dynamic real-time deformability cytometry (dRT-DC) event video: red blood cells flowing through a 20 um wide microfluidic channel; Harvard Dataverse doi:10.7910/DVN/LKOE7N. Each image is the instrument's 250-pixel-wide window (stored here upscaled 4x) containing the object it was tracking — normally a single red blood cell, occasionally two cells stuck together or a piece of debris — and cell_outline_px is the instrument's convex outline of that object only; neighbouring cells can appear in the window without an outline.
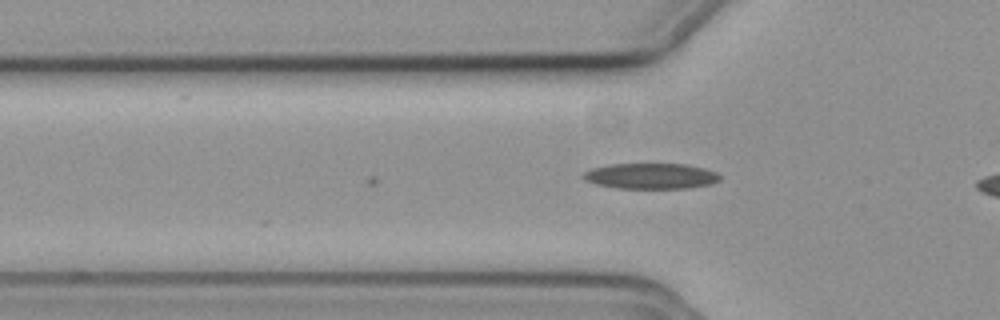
{"species": "common noctule bat (a hibernating species)", "species_latin": "Nyctalus noctula", "temperature_condition": "cold", "stored_images_in_passage": 7, "camera_frame_rate_fps": 3000, "um_per_image_px": 0.085, "animal": {"sex": "female", "body_mass_g": 19.3, "forearm_length_mm": 54.1}, "frame": {"image": 1, "passage_image": 7, "time_ms": 2.0, "image_size_px": [1000, 320], "cell_outline_px": [[720, 180], [712, 184], [688, 188], [616, 188], [596, 184], [584, 180], [580, 176], [584, 172], [592, 168], [608, 164], [684, 164], [704, 168], [716, 172], [720, 176]], "centroid_in_image_um": [55.3, 14.96], "position_along_channel_um": 70.5, "area_um2": 20.52}}